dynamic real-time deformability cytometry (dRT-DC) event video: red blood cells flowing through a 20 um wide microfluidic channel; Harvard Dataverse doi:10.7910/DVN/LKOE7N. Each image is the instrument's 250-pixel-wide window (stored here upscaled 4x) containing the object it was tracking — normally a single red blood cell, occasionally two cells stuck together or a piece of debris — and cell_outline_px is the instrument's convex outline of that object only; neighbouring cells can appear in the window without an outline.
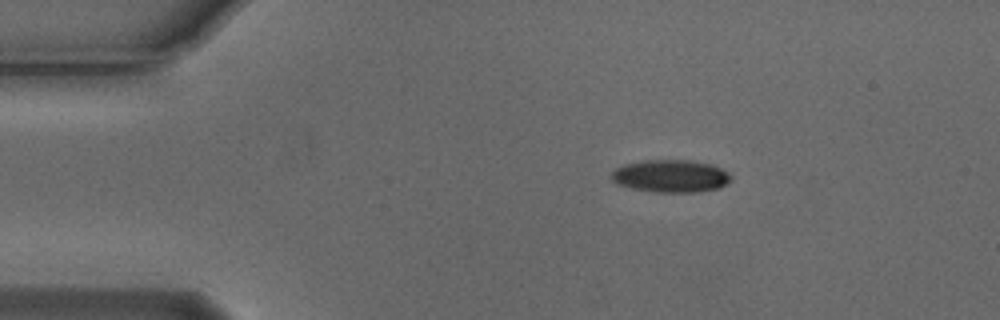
{"species": "Egyptian fruit bat (a non-hibernating species)", "species_latin": "Rousettus aegyptiacus", "temperature_condition": "cold", "stored_images_in_passage": 46, "camera_frame_rate_fps": 3000, "um_per_image_px": 0.085, "animal": {"sex": "male"}, "frame": {"image": 1, "passage_image": 1, "time_ms": 0.0, "image_size_px": [1000, 320], "cell_outline_px": [[732, 180], [720, 188], [700, 192], [656, 192], [632, 188], [616, 184], [612, 180], [612, 172], [616, 168], [624, 164], [644, 160], [692, 160], [712, 164], [728, 172], [732, 176]], "centroid_in_image_um": [57.05, 14.96], "position_along_channel_um": 28.0, "area_um2": 22.89}}
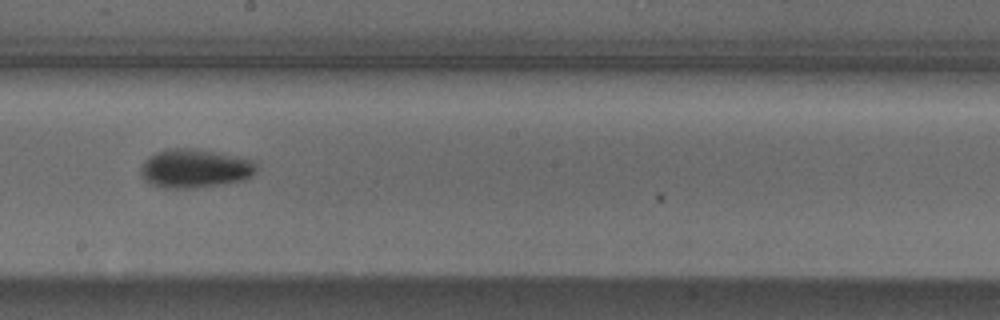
{"frame": {"image": 2, "passage_image": 22, "time_ms": 7.0, "image_size_px": [1000, 320], "cell_outline_px": [[256, 172], [252, 176], [244, 180], [196, 188], [160, 188], [148, 184], [140, 176], [140, 168], [144, 160], [148, 156], [156, 152], [168, 148], [192, 148], [216, 152], [252, 160], [256, 168]], "centroid_in_image_um": [16.49, 14.33], "position_along_channel_um": 231.7, "area_um2": 26.36}}
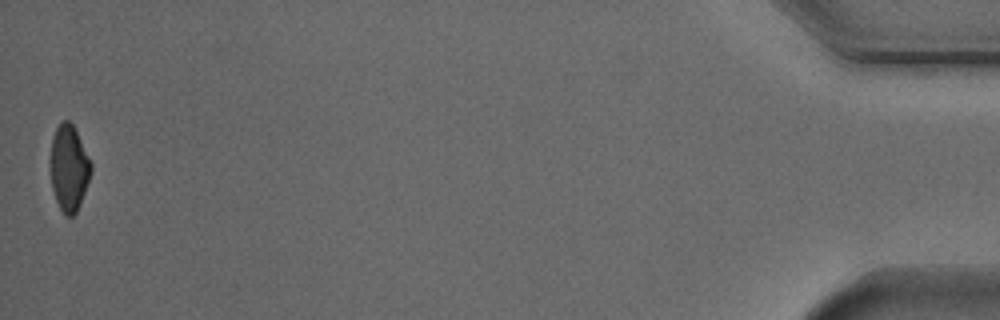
{"frame": {"image": 3, "passage_image": 46, "time_ms": 15.0, "image_size_px": [1000, 320], "cell_outline_px": [[92, 172], [80, 204], [76, 212], [72, 216], [68, 216], [60, 208], [56, 200], [52, 188], [52, 136], [56, 128], [64, 120], [68, 120], [72, 124], [92, 164]], "centroid_in_image_um": [5.88, 14.29], "position_along_channel_um": 429.3, "area_um2": 19.71}, "authors_computed_cell_mechanics": {"area_um2": 22.9466, "velocity_mm_per_s": 3.7295, "shape_relaxation_time_tau1_ms": 2.7326, "shape_relaxation_time_tau2_ms": null, "deformation_change_tau1": 0.0878, "deformation_change_tau2": null}}